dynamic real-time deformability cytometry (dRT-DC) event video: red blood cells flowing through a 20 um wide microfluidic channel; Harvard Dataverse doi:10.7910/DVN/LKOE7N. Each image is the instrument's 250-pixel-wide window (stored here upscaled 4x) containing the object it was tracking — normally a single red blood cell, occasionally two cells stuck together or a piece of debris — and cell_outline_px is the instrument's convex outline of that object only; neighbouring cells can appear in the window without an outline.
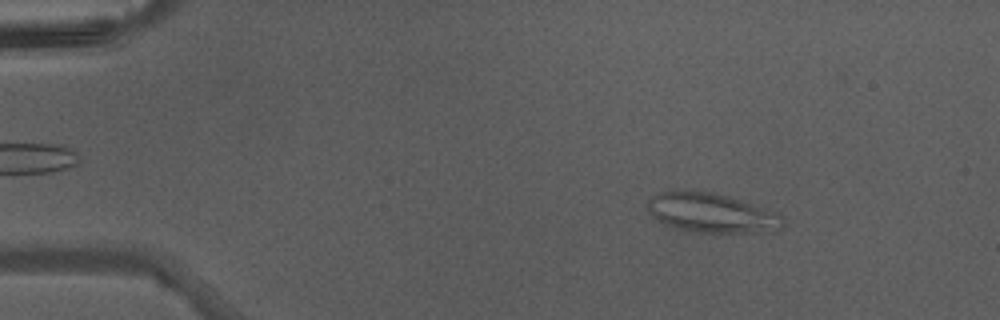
{"species": "Egyptian fruit bat (a non-hibernating species)", "species_latin": "Rousettus aegyptiacus", "temperature_condition": "warm", "stored_images_in_passage": 45, "camera_frame_rate_fps": 3000, "um_per_image_px": 0.085, "animal": {"sex": "male"}, "frame": {"image": 1, "passage_image": 6, "time_ms": 1.667, "image_size_px": [1000, 320], "cell_outline_px": [[788, 224], [784, 228], [764, 232], [720, 236], [712, 236], [672, 228], [656, 220], [648, 212], [648, 196], [660, 192], [708, 192], [740, 200], [764, 208], [780, 216]], "centroid_in_image_um": [60.49, 18.2], "position_along_channel_um": 24.5, "area_um2": 31.91}}
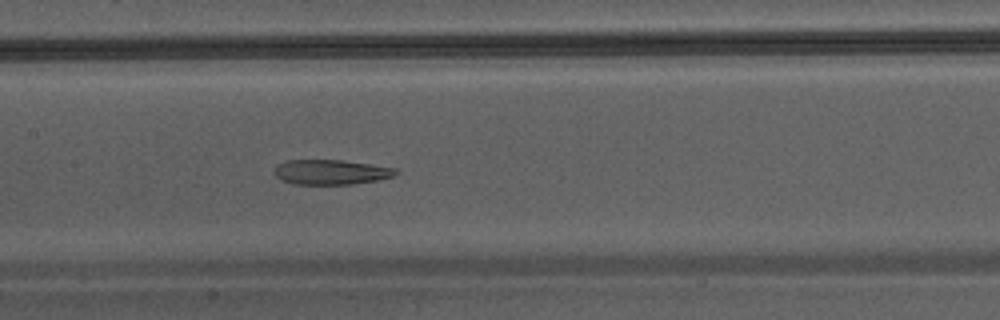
{"frame": {"image": 2, "passage_image": 22, "time_ms": 7.0, "image_size_px": [1000, 320], "cell_outline_px": [[400, 172], [392, 176], [380, 180], [352, 184], [296, 184], [280, 180], [272, 172], [276, 164], [288, 160], [340, 160], [396, 168]], "centroid_in_image_um": [28.1, 14.63], "position_along_channel_um": 179.3, "area_um2": 17.69}}
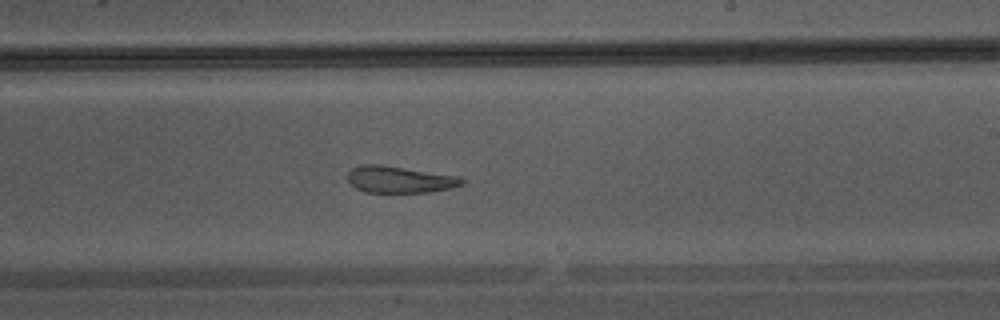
{"frame": {"image": 3, "passage_image": 27, "time_ms": 8.667, "image_size_px": [1000, 320], "cell_outline_px": [[468, 180], [464, 184], [452, 188], [428, 192], [364, 192], [356, 188], [348, 180], [348, 172], [352, 168], [360, 164], [380, 164], [460, 176]], "centroid_in_image_um": [34.01, 15.25], "position_along_channel_um": 255.0, "area_um2": 17.98}}